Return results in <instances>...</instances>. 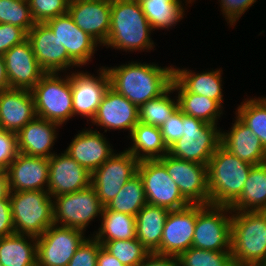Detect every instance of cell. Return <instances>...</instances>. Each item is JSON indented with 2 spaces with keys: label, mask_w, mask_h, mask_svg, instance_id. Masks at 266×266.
Listing matches in <instances>:
<instances>
[{
  "label": "cell",
  "mask_w": 266,
  "mask_h": 266,
  "mask_svg": "<svg viewBox=\"0 0 266 266\" xmlns=\"http://www.w3.org/2000/svg\"><path fill=\"white\" fill-rule=\"evenodd\" d=\"M110 87L126 97L138 108L147 101L162 95L173 79V67L161 68L154 64L131 62L106 68Z\"/></svg>",
  "instance_id": "obj_1"
},
{
  "label": "cell",
  "mask_w": 266,
  "mask_h": 266,
  "mask_svg": "<svg viewBox=\"0 0 266 266\" xmlns=\"http://www.w3.org/2000/svg\"><path fill=\"white\" fill-rule=\"evenodd\" d=\"M252 166L220 145L207 165L210 204L231 206L242 194Z\"/></svg>",
  "instance_id": "obj_2"
},
{
  "label": "cell",
  "mask_w": 266,
  "mask_h": 266,
  "mask_svg": "<svg viewBox=\"0 0 266 266\" xmlns=\"http://www.w3.org/2000/svg\"><path fill=\"white\" fill-rule=\"evenodd\" d=\"M152 30L137 0H112L110 31L104 45L125 51L150 50Z\"/></svg>",
  "instance_id": "obj_3"
},
{
  "label": "cell",
  "mask_w": 266,
  "mask_h": 266,
  "mask_svg": "<svg viewBox=\"0 0 266 266\" xmlns=\"http://www.w3.org/2000/svg\"><path fill=\"white\" fill-rule=\"evenodd\" d=\"M231 221L234 262L266 263V216L261 212H235Z\"/></svg>",
  "instance_id": "obj_4"
},
{
  "label": "cell",
  "mask_w": 266,
  "mask_h": 266,
  "mask_svg": "<svg viewBox=\"0 0 266 266\" xmlns=\"http://www.w3.org/2000/svg\"><path fill=\"white\" fill-rule=\"evenodd\" d=\"M51 199L47 190L10 192L15 233L39 237L54 224Z\"/></svg>",
  "instance_id": "obj_5"
},
{
  "label": "cell",
  "mask_w": 266,
  "mask_h": 266,
  "mask_svg": "<svg viewBox=\"0 0 266 266\" xmlns=\"http://www.w3.org/2000/svg\"><path fill=\"white\" fill-rule=\"evenodd\" d=\"M221 145V132L217 125L183 114V136L168 148L175 158L208 165Z\"/></svg>",
  "instance_id": "obj_6"
},
{
  "label": "cell",
  "mask_w": 266,
  "mask_h": 266,
  "mask_svg": "<svg viewBox=\"0 0 266 266\" xmlns=\"http://www.w3.org/2000/svg\"><path fill=\"white\" fill-rule=\"evenodd\" d=\"M31 92L37 117L62 125L73 116L71 76L45 73Z\"/></svg>",
  "instance_id": "obj_7"
},
{
  "label": "cell",
  "mask_w": 266,
  "mask_h": 266,
  "mask_svg": "<svg viewBox=\"0 0 266 266\" xmlns=\"http://www.w3.org/2000/svg\"><path fill=\"white\" fill-rule=\"evenodd\" d=\"M229 210L231 211L230 206L197 204V220L192 247L231 252L232 215L228 216L226 213H231Z\"/></svg>",
  "instance_id": "obj_8"
},
{
  "label": "cell",
  "mask_w": 266,
  "mask_h": 266,
  "mask_svg": "<svg viewBox=\"0 0 266 266\" xmlns=\"http://www.w3.org/2000/svg\"><path fill=\"white\" fill-rule=\"evenodd\" d=\"M137 173L143 181L147 204L164 207L170 211L190 205L158 159L139 161Z\"/></svg>",
  "instance_id": "obj_9"
},
{
  "label": "cell",
  "mask_w": 266,
  "mask_h": 266,
  "mask_svg": "<svg viewBox=\"0 0 266 266\" xmlns=\"http://www.w3.org/2000/svg\"><path fill=\"white\" fill-rule=\"evenodd\" d=\"M53 201L54 224L84 230L89 222L102 214L103 206L97 197L95 188L85 189L55 196Z\"/></svg>",
  "instance_id": "obj_10"
},
{
  "label": "cell",
  "mask_w": 266,
  "mask_h": 266,
  "mask_svg": "<svg viewBox=\"0 0 266 266\" xmlns=\"http://www.w3.org/2000/svg\"><path fill=\"white\" fill-rule=\"evenodd\" d=\"M84 231L52 224L37 237V266H67L86 239Z\"/></svg>",
  "instance_id": "obj_11"
},
{
  "label": "cell",
  "mask_w": 266,
  "mask_h": 266,
  "mask_svg": "<svg viewBox=\"0 0 266 266\" xmlns=\"http://www.w3.org/2000/svg\"><path fill=\"white\" fill-rule=\"evenodd\" d=\"M139 161L127 150L113 154L91 173V185L105 207L120 192L123 185L137 174Z\"/></svg>",
  "instance_id": "obj_12"
},
{
  "label": "cell",
  "mask_w": 266,
  "mask_h": 266,
  "mask_svg": "<svg viewBox=\"0 0 266 266\" xmlns=\"http://www.w3.org/2000/svg\"><path fill=\"white\" fill-rule=\"evenodd\" d=\"M158 160L190 204H210L207 165L178 159L168 153Z\"/></svg>",
  "instance_id": "obj_13"
},
{
  "label": "cell",
  "mask_w": 266,
  "mask_h": 266,
  "mask_svg": "<svg viewBox=\"0 0 266 266\" xmlns=\"http://www.w3.org/2000/svg\"><path fill=\"white\" fill-rule=\"evenodd\" d=\"M197 220V204L169 212L163 229L158 255L178 257L192 247Z\"/></svg>",
  "instance_id": "obj_14"
},
{
  "label": "cell",
  "mask_w": 266,
  "mask_h": 266,
  "mask_svg": "<svg viewBox=\"0 0 266 266\" xmlns=\"http://www.w3.org/2000/svg\"><path fill=\"white\" fill-rule=\"evenodd\" d=\"M35 57L46 73H58L78 64L45 23H35L27 34Z\"/></svg>",
  "instance_id": "obj_15"
},
{
  "label": "cell",
  "mask_w": 266,
  "mask_h": 266,
  "mask_svg": "<svg viewBox=\"0 0 266 266\" xmlns=\"http://www.w3.org/2000/svg\"><path fill=\"white\" fill-rule=\"evenodd\" d=\"M112 0H70L68 13L74 23L99 44H105L111 25Z\"/></svg>",
  "instance_id": "obj_16"
},
{
  "label": "cell",
  "mask_w": 266,
  "mask_h": 266,
  "mask_svg": "<svg viewBox=\"0 0 266 266\" xmlns=\"http://www.w3.org/2000/svg\"><path fill=\"white\" fill-rule=\"evenodd\" d=\"M3 58L9 88L31 90L46 73L40 67L27 39L9 49Z\"/></svg>",
  "instance_id": "obj_17"
},
{
  "label": "cell",
  "mask_w": 266,
  "mask_h": 266,
  "mask_svg": "<svg viewBox=\"0 0 266 266\" xmlns=\"http://www.w3.org/2000/svg\"><path fill=\"white\" fill-rule=\"evenodd\" d=\"M61 154L54 153L49 158L47 191L52 198L73 193L91 185V173L65 152Z\"/></svg>",
  "instance_id": "obj_18"
},
{
  "label": "cell",
  "mask_w": 266,
  "mask_h": 266,
  "mask_svg": "<svg viewBox=\"0 0 266 266\" xmlns=\"http://www.w3.org/2000/svg\"><path fill=\"white\" fill-rule=\"evenodd\" d=\"M99 77L87 73H72L71 90L73 100V115L86 116L93 119L110 80L106 68H100Z\"/></svg>",
  "instance_id": "obj_19"
},
{
  "label": "cell",
  "mask_w": 266,
  "mask_h": 266,
  "mask_svg": "<svg viewBox=\"0 0 266 266\" xmlns=\"http://www.w3.org/2000/svg\"><path fill=\"white\" fill-rule=\"evenodd\" d=\"M65 47L68 55L79 65H85L93 56L97 41L81 30L69 13L59 15L44 22ZM96 46V47H95Z\"/></svg>",
  "instance_id": "obj_20"
},
{
  "label": "cell",
  "mask_w": 266,
  "mask_h": 266,
  "mask_svg": "<svg viewBox=\"0 0 266 266\" xmlns=\"http://www.w3.org/2000/svg\"><path fill=\"white\" fill-rule=\"evenodd\" d=\"M10 192L47 190L49 159L18 153L6 169Z\"/></svg>",
  "instance_id": "obj_21"
},
{
  "label": "cell",
  "mask_w": 266,
  "mask_h": 266,
  "mask_svg": "<svg viewBox=\"0 0 266 266\" xmlns=\"http://www.w3.org/2000/svg\"><path fill=\"white\" fill-rule=\"evenodd\" d=\"M104 128L130 131L139 122V108L110 86L92 119V123Z\"/></svg>",
  "instance_id": "obj_22"
},
{
  "label": "cell",
  "mask_w": 266,
  "mask_h": 266,
  "mask_svg": "<svg viewBox=\"0 0 266 266\" xmlns=\"http://www.w3.org/2000/svg\"><path fill=\"white\" fill-rule=\"evenodd\" d=\"M36 117L31 90H0V130L18 133Z\"/></svg>",
  "instance_id": "obj_23"
},
{
  "label": "cell",
  "mask_w": 266,
  "mask_h": 266,
  "mask_svg": "<svg viewBox=\"0 0 266 266\" xmlns=\"http://www.w3.org/2000/svg\"><path fill=\"white\" fill-rule=\"evenodd\" d=\"M64 152L90 173L114 154L103 134L91 129L78 133Z\"/></svg>",
  "instance_id": "obj_24"
},
{
  "label": "cell",
  "mask_w": 266,
  "mask_h": 266,
  "mask_svg": "<svg viewBox=\"0 0 266 266\" xmlns=\"http://www.w3.org/2000/svg\"><path fill=\"white\" fill-rule=\"evenodd\" d=\"M221 145L238 159L251 165L266 162V149L260 139L238 117L230 132H221Z\"/></svg>",
  "instance_id": "obj_25"
},
{
  "label": "cell",
  "mask_w": 266,
  "mask_h": 266,
  "mask_svg": "<svg viewBox=\"0 0 266 266\" xmlns=\"http://www.w3.org/2000/svg\"><path fill=\"white\" fill-rule=\"evenodd\" d=\"M60 125L46 119L35 117L17 133L18 152L35 157L50 158L49 151L56 140V127Z\"/></svg>",
  "instance_id": "obj_26"
},
{
  "label": "cell",
  "mask_w": 266,
  "mask_h": 266,
  "mask_svg": "<svg viewBox=\"0 0 266 266\" xmlns=\"http://www.w3.org/2000/svg\"><path fill=\"white\" fill-rule=\"evenodd\" d=\"M221 71H210L195 74L192 71L173 68L171 86L173 91L191 92L215 100L222 106Z\"/></svg>",
  "instance_id": "obj_27"
},
{
  "label": "cell",
  "mask_w": 266,
  "mask_h": 266,
  "mask_svg": "<svg viewBox=\"0 0 266 266\" xmlns=\"http://www.w3.org/2000/svg\"><path fill=\"white\" fill-rule=\"evenodd\" d=\"M169 212L164 207L146 204L136 215V238L149 253H155L160 248Z\"/></svg>",
  "instance_id": "obj_28"
},
{
  "label": "cell",
  "mask_w": 266,
  "mask_h": 266,
  "mask_svg": "<svg viewBox=\"0 0 266 266\" xmlns=\"http://www.w3.org/2000/svg\"><path fill=\"white\" fill-rule=\"evenodd\" d=\"M266 206V162L253 165L242 194L230 206L231 212H258Z\"/></svg>",
  "instance_id": "obj_29"
},
{
  "label": "cell",
  "mask_w": 266,
  "mask_h": 266,
  "mask_svg": "<svg viewBox=\"0 0 266 266\" xmlns=\"http://www.w3.org/2000/svg\"><path fill=\"white\" fill-rule=\"evenodd\" d=\"M26 236L34 241L33 244ZM0 263L3 266H37V237L14 233L0 238Z\"/></svg>",
  "instance_id": "obj_30"
},
{
  "label": "cell",
  "mask_w": 266,
  "mask_h": 266,
  "mask_svg": "<svg viewBox=\"0 0 266 266\" xmlns=\"http://www.w3.org/2000/svg\"><path fill=\"white\" fill-rule=\"evenodd\" d=\"M130 136L133 145L127 151L134 155L138 161L160 159L168 153L160 127L138 122Z\"/></svg>",
  "instance_id": "obj_31"
},
{
  "label": "cell",
  "mask_w": 266,
  "mask_h": 266,
  "mask_svg": "<svg viewBox=\"0 0 266 266\" xmlns=\"http://www.w3.org/2000/svg\"><path fill=\"white\" fill-rule=\"evenodd\" d=\"M102 223L95 238L101 245L113 240L136 238V216L108 210L103 207Z\"/></svg>",
  "instance_id": "obj_32"
},
{
  "label": "cell",
  "mask_w": 266,
  "mask_h": 266,
  "mask_svg": "<svg viewBox=\"0 0 266 266\" xmlns=\"http://www.w3.org/2000/svg\"><path fill=\"white\" fill-rule=\"evenodd\" d=\"M146 204L143 181L137 173L105 207L108 210L136 216Z\"/></svg>",
  "instance_id": "obj_33"
},
{
  "label": "cell",
  "mask_w": 266,
  "mask_h": 266,
  "mask_svg": "<svg viewBox=\"0 0 266 266\" xmlns=\"http://www.w3.org/2000/svg\"><path fill=\"white\" fill-rule=\"evenodd\" d=\"M152 29L169 28L183 18L181 2L170 0H137Z\"/></svg>",
  "instance_id": "obj_34"
},
{
  "label": "cell",
  "mask_w": 266,
  "mask_h": 266,
  "mask_svg": "<svg viewBox=\"0 0 266 266\" xmlns=\"http://www.w3.org/2000/svg\"><path fill=\"white\" fill-rule=\"evenodd\" d=\"M177 98L178 108L183 114L216 125L222 107L215 100L191 92H178Z\"/></svg>",
  "instance_id": "obj_35"
},
{
  "label": "cell",
  "mask_w": 266,
  "mask_h": 266,
  "mask_svg": "<svg viewBox=\"0 0 266 266\" xmlns=\"http://www.w3.org/2000/svg\"><path fill=\"white\" fill-rule=\"evenodd\" d=\"M173 91L170 86L162 95L151 99L139 107V122L147 125L161 127L174 111L178 108V100L175 102L168 97Z\"/></svg>",
  "instance_id": "obj_36"
},
{
  "label": "cell",
  "mask_w": 266,
  "mask_h": 266,
  "mask_svg": "<svg viewBox=\"0 0 266 266\" xmlns=\"http://www.w3.org/2000/svg\"><path fill=\"white\" fill-rule=\"evenodd\" d=\"M237 111L236 117L251 129L266 149V97L247 100Z\"/></svg>",
  "instance_id": "obj_37"
},
{
  "label": "cell",
  "mask_w": 266,
  "mask_h": 266,
  "mask_svg": "<svg viewBox=\"0 0 266 266\" xmlns=\"http://www.w3.org/2000/svg\"><path fill=\"white\" fill-rule=\"evenodd\" d=\"M102 246L125 266H137L150 254L137 238L108 241Z\"/></svg>",
  "instance_id": "obj_38"
},
{
  "label": "cell",
  "mask_w": 266,
  "mask_h": 266,
  "mask_svg": "<svg viewBox=\"0 0 266 266\" xmlns=\"http://www.w3.org/2000/svg\"><path fill=\"white\" fill-rule=\"evenodd\" d=\"M231 252L210 251L191 247L177 257L178 266H232Z\"/></svg>",
  "instance_id": "obj_39"
},
{
  "label": "cell",
  "mask_w": 266,
  "mask_h": 266,
  "mask_svg": "<svg viewBox=\"0 0 266 266\" xmlns=\"http://www.w3.org/2000/svg\"><path fill=\"white\" fill-rule=\"evenodd\" d=\"M28 0H0V24H12L27 33L35 25Z\"/></svg>",
  "instance_id": "obj_40"
},
{
  "label": "cell",
  "mask_w": 266,
  "mask_h": 266,
  "mask_svg": "<svg viewBox=\"0 0 266 266\" xmlns=\"http://www.w3.org/2000/svg\"><path fill=\"white\" fill-rule=\"evenodd\" d=\"M33 20L44 23L68 12L70 0H28Z\"/></svg>",
  "instance_id": "obj_41"
},
{
  "label": "cell",
  "mask_w": 266,
  "mask_h": 266,
  "mask_svg": "<svg viewBox=\"0 0 266 266\" xmlns=\"http://www.w3.org/2000/svg\"><path fill=\"white\" fill-rule=\"evenodd\" d=\"M101 246L95 237L90 240L86 238L67 266H97V256Z\"/></svg>",
  "instance_id": "obj_42"
},
{
  "label": "cell",
  "mask_w": 266,
  "mask_h": 266,
  "mask_svg": "<svg viewBox=\"0 0 266 266\" xmlns=\"http://www.w3.org/2000/svg\"><path fill=\"white\" fill-rule=\"evenodd\" d=\"M164 144L171 147L183 136V113L177 108L170 118L160 127Z\"/></svg>",
  "instance_id": "obj_43"
},
{
  "label": "cell",
  "mask_w": 266,
  "mask_h": 266,
  "mask_svg": "<svg viewBox=\"0 0 266 266\" xmlns=\"http://www.w3.org/2000/svg\"><path fill=\"white\" fill-rule=\"evenodd\" d=\"M18 153L17 133L0 130V168L6 170Z\"/></svg>",
  "instance_id": "obj_44"
},
{
  "label": "cell",
  "mask_w": 266,
  "mask_h": 266,
  "mask_svg": "<svg viewBox=\"0 0 266 266\" xmlns=\"http://www.w3.org/2000/svg\"><path fill=\"white\" fill-rule=\"evenodd\" d=\"M27 32L16 25L0 24V55L27 39Z\"/></svg>",
  "instance_id": "obj_45"
},
{
  "label": "cell",
  "mask_w": 266,
  "mask_h": 266,
  "mask_svg": "<svg viewBox=\"0 0 266 266\" xmlns=\"http://www.w3.org/2000/svg\"><path fill=\"white\" fill-rule=\"evenodd\" d=\"M255 2L256 0H221V11L232 26Z\"/></svg>",
  "instance_id": "obj_46"
},
{
  "label": "cell",
  "mask_w": 266,
  "mask_h": 266,
  "mask_svg": "<svg viewBox=\"0 0 266 266\" xmlns=\"http://www.w3.org/2000/svg\"><path fill=\"white\" fill-rule=\"evenodd\" d=\"M14 233L10 200H0V238Z\"/></svg>",
  "instance_id": "obj_47"
},
{
  "label": "cell",
  "mask_w": 266,
  "mask_h": 266,
  "mask_svg": "<svg viewBox=\"0 0 266 266\" xmlns=\"http://www.w3.org/2000/svg\"><path fill=\"white\" fill-rule=\"evenodd\" d=\"M177 257L150 253L143 262L137 266H176Z\"/></svg>",
  "instance_id": "obj_48"
},
{
  "label": "cell",
  "mask_w": 266,
  "mask_h": 266,
  "mask_svg": "<svg viewBox=\"0 0 266 266\" xmlns=\"http://www.w3.org/2000/svg\"><path fill=\"white\" fill-rule=\"evenodd\" d=\"M97 266H125L116 257L110 254L103 246L99 249Z\"/></svg>",
  "instance_id": "obj_49"
},
{
  "label": "cell",
  "mask_w": 266,
  "mask_h": 266,
  "mask_svg": "<svg viewBox=\"0 0 266 266\" xmlns=\"http://www.w3.org/2000/svg\"><path fill=\"white\" fill-rule=\"evenodd\" d=\"M10 188L8 184L7 171L4 169L0 170V200L9 199Z\"/></svg>",
  "instance_id": "obj_50"
},
{
  "label": "cell",
  "mask_w": 266,
  "mask_h": 266,
  "mask_svg": "<svg viewBox=\"0 0 266 266\" xmlns=\"http://www.w3.org/2000/svg\"><path fill=\"white\" fill-rule=\"evenodd\" d=\"M9 88L6 67L3 56L0 55V90Z\"/></svg>",
  "instance_id": "obj_51"
},
{
  "label": "cell",
  "mask_w": 266,
  "mask_h": 266,
  "mask_svg": "<svg viewBox=\"0 0 266 266\" xmlns=\"http://www.w3.org/2000/svg\"><path fill=\"white\" fill-rule=\"evenodd\" d=\"M232 266H266V263H238V262H233Z\"/></svg>",
  "instance_id": "obj_52"
},
{
  "label": "cell",
  "mask_w": 266,
  "mask_h": 266,
  "mask_svg": "<svg viewBox=\"0 0 266 266\" xmlns=\"http://www.w3.org/2000/svg\"><path fill=\"white\" fill-rule=\"evenodd\" d=\"M261 212L266 216V206Z\"/></svg>",
  "instance_id": "obj_53"
},
{
  "label": "cell",
  "mask_w": 266,
  "mask_h": 266,
  "mask_svg": "<svg viewBox=\"0 0 266 266\" xmlns=\"http://www.w3.org/2000/svg\"><path fill=\"white\" fill-rule=\"evenodd\" d=\"M171 2H181L180 0H170ZM189 1V0H188ZM191 2V0L189 1Z\"/></svg>",
  "instance_id": "obj_54"
}]
</instances>
